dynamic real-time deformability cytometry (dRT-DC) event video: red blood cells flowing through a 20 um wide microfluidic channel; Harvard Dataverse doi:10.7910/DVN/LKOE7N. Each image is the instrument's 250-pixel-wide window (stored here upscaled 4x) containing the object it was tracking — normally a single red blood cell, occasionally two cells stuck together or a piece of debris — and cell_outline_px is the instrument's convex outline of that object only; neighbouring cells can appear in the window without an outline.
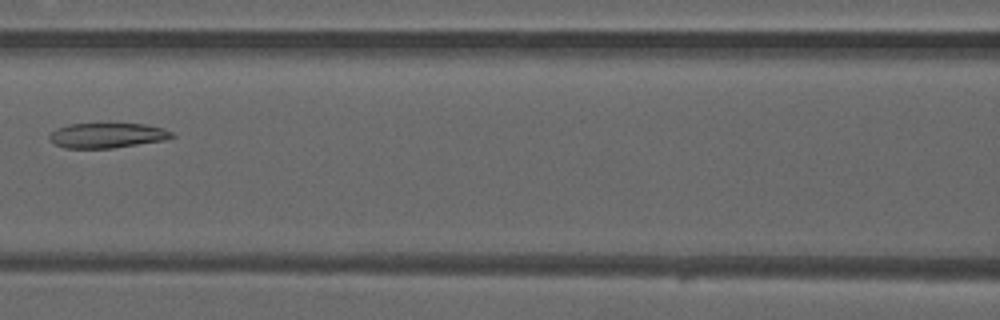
{"species": "common noctule bat (a hibernating species)", "species_latin": "Nyctalus noctula", "temperature_condition": "warm", "stored_images_in_passage": 5, "camera_frame_rate_fps": 3000, "um_per_image_px": 0.085, "animal": {"sex": "male", "forearm_length_mm": 52.5}, "frame": {"image": 1, "passage_image": 5, "time_ms": 1.333, "image_size_px": [1000, 320], "cell_outline_px": [[176, 136], [164, 140], [112, 148], [64, 148], [48, 140], [48, 136], [56, 128], [68, 124], [108, 120], [144, 124], [164, 128], [172, 132]], "centroid_in_image_um": [9.09, 11.45], "position_along_channel_um": 157.5, "area_um2": 18.9}}